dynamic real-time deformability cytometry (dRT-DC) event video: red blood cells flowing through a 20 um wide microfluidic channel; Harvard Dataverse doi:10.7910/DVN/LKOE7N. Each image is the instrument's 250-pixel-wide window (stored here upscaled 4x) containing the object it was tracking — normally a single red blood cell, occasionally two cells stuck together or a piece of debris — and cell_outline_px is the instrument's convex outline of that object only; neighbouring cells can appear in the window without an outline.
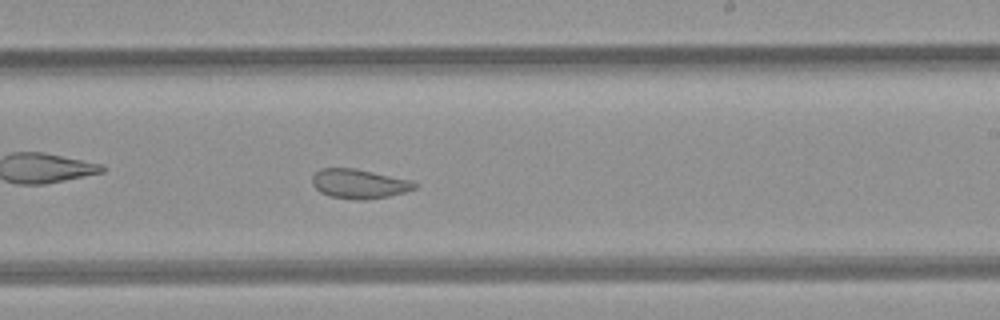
{"species": "common noctule bat (a hibernating species)", "species_latin": "Nyctalus noctula", "temperature_condition": "room temperature", "stored_images_in_passage": 50, "camera_frame_rate_fps": 3000, "um_per_image_px": 0.085, "animal": {"sex": "female", "body_mass_g": 21.9}, "frame": {"image": 1, "passage_image": 29, "time_ms": 9.333, "image_size_px": [1000, 320], "cell_outline_px": [[416, 188], [404, 192], [388, 196], [364, 200], [356, 200], [332, 196], [320, 192], [312, 184], [312, 176], [320, 168], [356, 168], [412, 180], [416, 184]], "centroid_in_image_um": [30.52, 15.61], "position_along_channel_um": 258.5, "area_um2": 17.51}, "authors_computed_cell_mechanics": {"area_um2": 23.6402, "velocity_mm_per_s": 4.2046, "shape_relaxation_time_tau1_ms": null, "shape_relaxation_time_tau2_ms": 0.7938, "deformation_change_tau1": null, "deformation_change_tau2": 0.061}}